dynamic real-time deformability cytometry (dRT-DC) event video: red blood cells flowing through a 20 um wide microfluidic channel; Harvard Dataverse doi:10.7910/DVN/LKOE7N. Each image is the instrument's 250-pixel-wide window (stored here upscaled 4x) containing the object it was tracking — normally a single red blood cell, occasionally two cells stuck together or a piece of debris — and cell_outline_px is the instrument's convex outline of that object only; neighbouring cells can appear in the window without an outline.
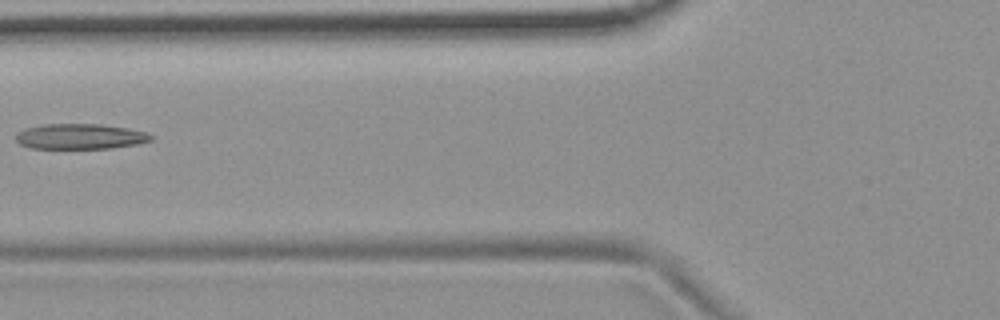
{"species": "common noctule bat (a hibernating species)", "species_latin": "Nyctalus noctula", "temperature_condition": "room temperature", "stored_images_in_passage": 6, "camera_frame_rate_fps": 3000, "um_per_image_px": 0.085, "animal": {"sex": "female", "body_mass_g": 19.9}, "frame": {"image": 1, "passage_image": 5, "time_ms": 5.667, "image_size_px": [1000, 320], "cell_outline_px": [[152, 140], [136, 144], [112, 148], [32, 148], [20, 144], [16, 140], [16, 132], [28, 128], [44, 124], [100, 124], [148, 132], [152, 136]], "centroid_in_image_um": [6.81, 11.6], "position_along_channel_um": 119.0, "area_um2": 19.77}}
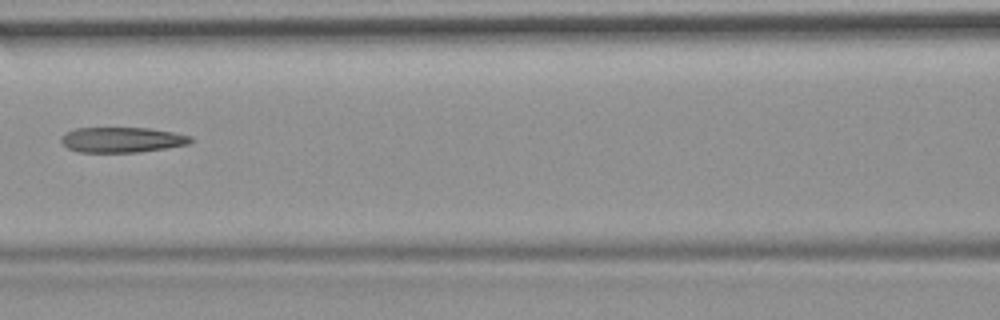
{"frame": {"image": 2, "passage_image": 6, "time_ms": 6.667, "image_size_px": [1000, 320], "cell_outline_px": [[192, 140], [188, 144], [140, 152], [80, 152], [68, 148], [60, 140], [60, 136], [64, 132], [76, 128], [148, 128], [172, 132], [192, 136]], "centroid_in_image_um": [10.33, 11.88], "position_along_channel_um": 156.3, "area_um2": 19.02}}